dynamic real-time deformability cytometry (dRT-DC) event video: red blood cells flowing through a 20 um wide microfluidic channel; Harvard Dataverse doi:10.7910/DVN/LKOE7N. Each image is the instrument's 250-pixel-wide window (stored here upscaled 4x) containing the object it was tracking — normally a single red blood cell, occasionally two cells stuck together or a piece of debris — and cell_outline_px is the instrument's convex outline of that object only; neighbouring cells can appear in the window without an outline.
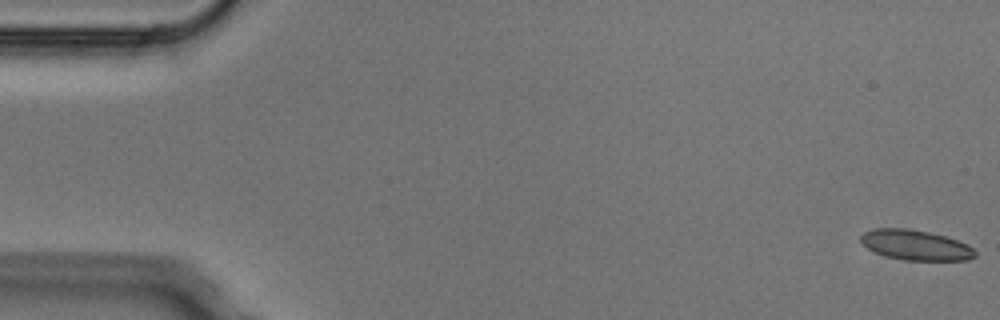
{"species": "Egyptian fruit bat (a non-hibernating species)", "species_latin": "Rousettus aegyptiacus", "temperature_condition": "cold", "stored_images_in_passage": 5, "camera_frame_rate_fps": 3000, "um_per_image_px": 0.085, "animal": {"sex": "male"}, "frame": {"image": 1, "passage_image": 1, "time_ms": 0.0, "image_size_px": [1000, 320], "cell_outline_px": [[976, 256], [968, 260], [904, 260], [884, 256], [868, 248], [860, 240], [860, 236], [864, 232], [876, 228], [904, 228], [928, 232], [944, 236], [968, 244], [976, 252]], "centroid_in_image_um": [77.82, 20.83], "position_along_channel_um": 7.2, "area_um2": 19.94}}
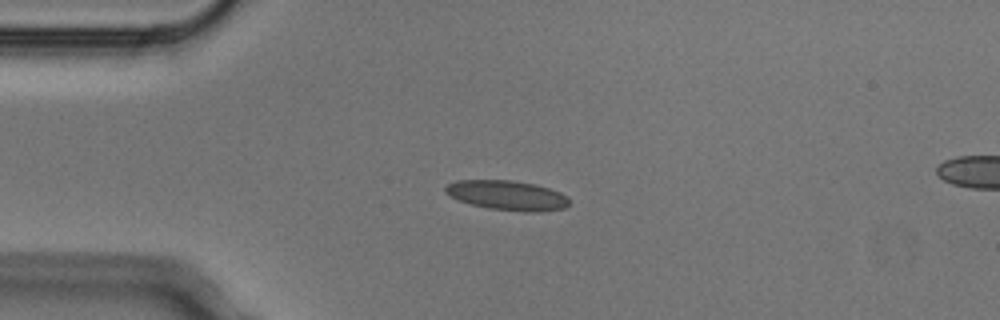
{"frame": {"image": 2, "passage_image": 4, "time_ms": 1.0, "image_size_px": [1000, 320], "cell_outline_px": [[568, 204], [564, 208], [540, 212], [524, 212], [488, 208], [472, 204], [460, 200], [444, 192], [444, 188], [448, 184], [456, 180], [512, 180], [536, 184], [560, 192], [568, 196]], "centroid_in_image_um": [43.13, 16.6], "position_along_channel_um": 41.9, "area_um2": 21.39}}